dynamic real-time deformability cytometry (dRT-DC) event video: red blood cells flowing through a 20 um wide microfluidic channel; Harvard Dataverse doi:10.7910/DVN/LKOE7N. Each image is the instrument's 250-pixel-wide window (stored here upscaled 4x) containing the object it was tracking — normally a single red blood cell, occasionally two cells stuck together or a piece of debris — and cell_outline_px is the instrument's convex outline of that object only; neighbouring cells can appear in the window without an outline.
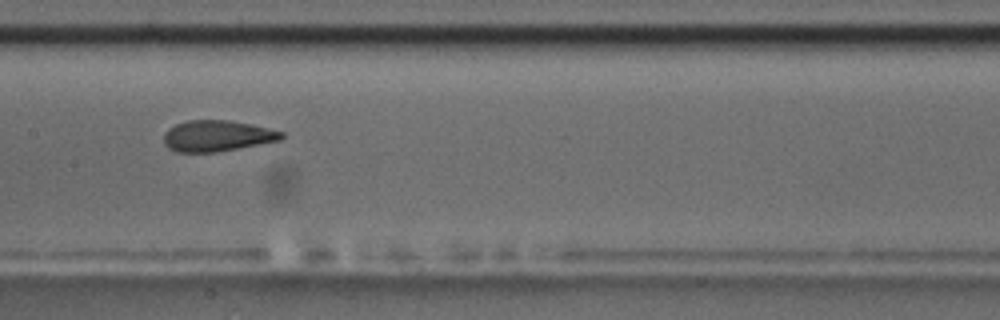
{"species": "common noctule bat (a hibernating species)", "species_latin": "Nyctalus noctula", "temperature_condition": "room temperature", "stored_images_in_passage": 12, "camera_frame_rate_fps": 3000, "um_per_image_px": 0.085, "animal": {"sex": "male", "body_mass_g": 17.5, "forearm_length_mm": 52.3}, "frame": {"image": 1, "passage_image": 9, "time_ms": 9.333, "image_size_px": [1000, 320], "cell_outline_px": [[284, 136], [280, 140], [216, 152], [176, 152], [168, 148], [164, 144], [164, 132], [168, 128], [176, 124], [188, 120], [228, 120], [252, 124], [284, 132]], "centroid_in_image_um": [18.42, 11.54], "position_along_channel_um": 189.0, "area_um2": 21.27}}